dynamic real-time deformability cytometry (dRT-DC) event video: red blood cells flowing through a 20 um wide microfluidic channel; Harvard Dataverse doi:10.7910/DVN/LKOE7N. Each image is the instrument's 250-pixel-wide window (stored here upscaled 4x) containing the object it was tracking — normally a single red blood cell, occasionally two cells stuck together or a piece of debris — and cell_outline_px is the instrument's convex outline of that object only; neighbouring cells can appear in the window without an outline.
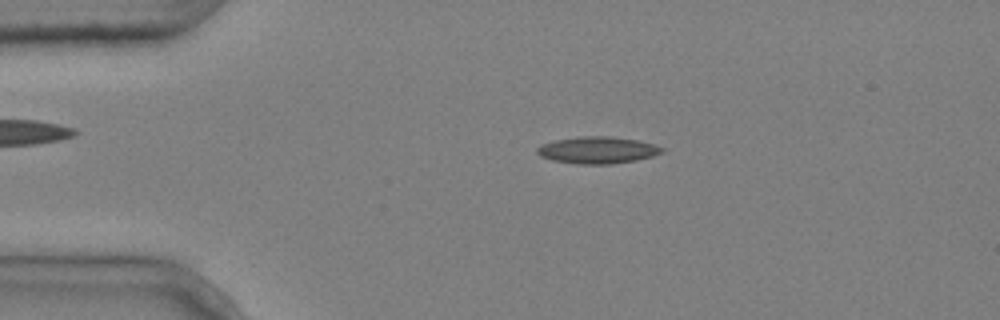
{"species": "common noctule bat (a hibernating species)", "species_latin": "Nyctalus noctula", "temperature_condition": "cold", "stored_images_in_passage": 3, "camera_frame_rate_fps": 3000, "um_per_image_px": 0.085, "animal": {"sex": "male", "body_mass_g": 20.4}, "frame": {"image": 1, "passage_image": 2, "time_ms": 0.333, "image_size_px": [1000, 320], "cell_outline_px": [[664, 152], [652, 156], [636, 160], [612, 164], [576, 164], [552, 160], [540, 156], [536, 152], [536, 148], [540, 144], [556, 140], [580, 136], [612, 136], [636, 140], [656, 144], [664, 148]], "centroid_in_image_um": [50.79, 12.76], "position_along_channel_um": 34.2, "area_um2": 19.71}}